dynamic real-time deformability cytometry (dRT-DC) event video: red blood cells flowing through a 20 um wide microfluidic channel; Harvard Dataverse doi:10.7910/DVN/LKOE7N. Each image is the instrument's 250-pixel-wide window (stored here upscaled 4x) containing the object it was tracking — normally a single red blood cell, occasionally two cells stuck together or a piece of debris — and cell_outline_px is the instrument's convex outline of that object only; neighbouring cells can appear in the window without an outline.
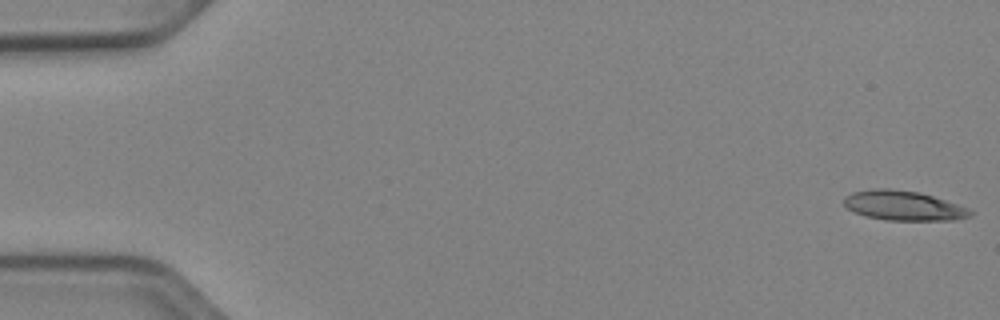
{"species": "Egyptian fruit bat (a non-hibernating species)", "species_latin": "Rousettus aegyptiacus", "temperature_condition": "cold", "stored_images_in_passage": 52, "camera_frame_rate_fps": 3000, "um_per_image_px": 0.085, "animal": {"sex": "female"}, "frame": {"image": 1, "passage_image": 1, "time_ms": 0.0, "image_size_px": [1000, 320], "cell_outline_px": [[972, 216], [956, 220], [884, 220], [864, 216], [852, 212], [844, 204], [844, 196], [852, 192], [872, 188], [888, 188], [920, 192], [968, 208], [972, 212]], "centroid_in_image_um": [76.75, 17.48], "position_along_channel_um": 8.3, "area_um2": 21.96}}
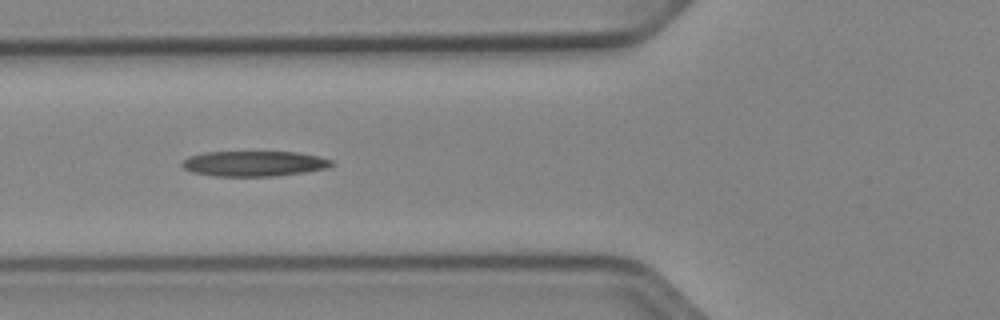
{"frame": {"image": 2, "passage_image": 20, "time_ms": 6.333, "image_size_px": [1000, 320], "cell_outline_px": [[336, 164], [328, 168], [304, 172], [276, 176], [216, 176], [192, 172], [184, 168], [180, 164], [188, 156], [204, 152], [296, 152], [320, 156], [332, 160]], "centroid_in_image_um": [21.62, 13.9], "position_along_channel_um": 104.2, "area_um2": 22.2}}
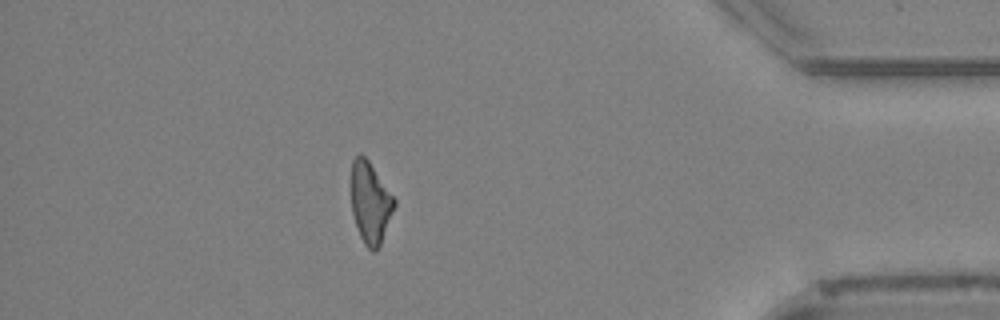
{"frame": {"image": 3, "passage_image": 46, "time_ms": 15.0, "image_size_px": [1000, 320], "cell_outline_px": [[396, 204], [380, 244], [372, 252], [364, 244], [360, 236], [352, 212], [352, 160], [360, 152], [368, 160], [396, 200]], "centroid_in_image_um": [31.48, 17.21], "position_along_channel_um": 403.7, "area_um2": 20.0}}